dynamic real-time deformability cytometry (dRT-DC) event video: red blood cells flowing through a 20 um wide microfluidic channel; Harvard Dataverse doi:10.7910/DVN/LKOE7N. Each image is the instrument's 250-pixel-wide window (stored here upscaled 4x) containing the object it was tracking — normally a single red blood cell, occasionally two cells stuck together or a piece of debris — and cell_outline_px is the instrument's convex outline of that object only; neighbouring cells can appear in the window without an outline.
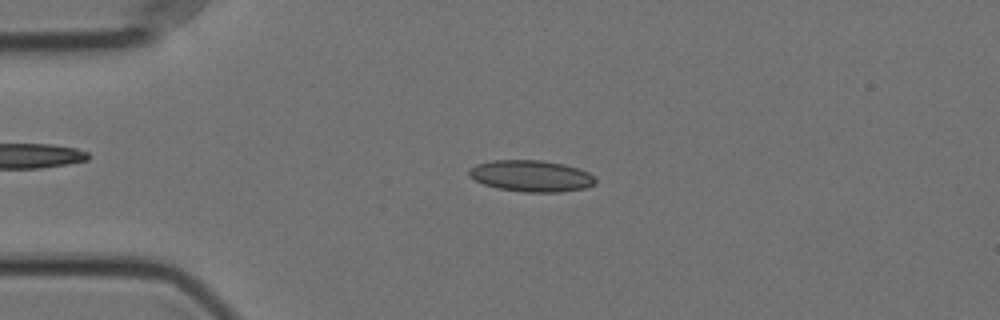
{"species": "Egyptian fruit bat (a non-hibernating species)", "species_latin": "Rousettus aegyptiacus", "temperature_condition": "cold", "stored_images_in_passage": 55, "camera_frame_rate_fps": 3000, "um_per_image_px": 0.085, "animal": {"sex": "female"}, "frame": {"image": 1, "passage_image": 12, "time_ms": 3.667, "image_size_px": [1000, 320], "cell_outline_px": [[596, 184], [584, 188], [560, 192], [524, 192], [496, 188], [484, 184], [468, 176], [468, 168], [476, 164], [492, 160], [544, 160], [564, 164], [588, 172], [596, 176]], "centroid_in_image_um": [45.14, 14.95], "position_along_channel_um": 39.9, "area_um2": 23.35}}
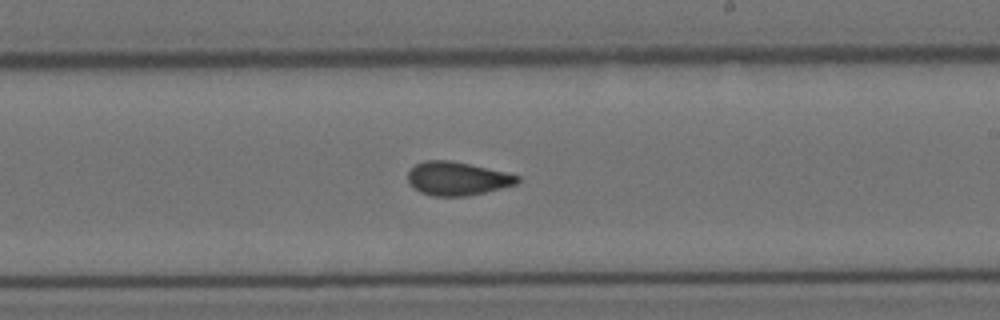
{"frame": {"image": 2, "passage_image": 32, "time_ms": 10.333, "image_size_px": [1000, 320], "cell_outline_px": [[520, 180], [516, 184], [468, 196], [432, 196], [420, 192], [408, 184], [408, 172], [416, 164], [424, 160], [452, 160], [504, 172], [520, 176]], "centroid_in_image_um": [38.83, 15.18], "position_along_channel_um": 250.2, "area_um2": 21.33}}
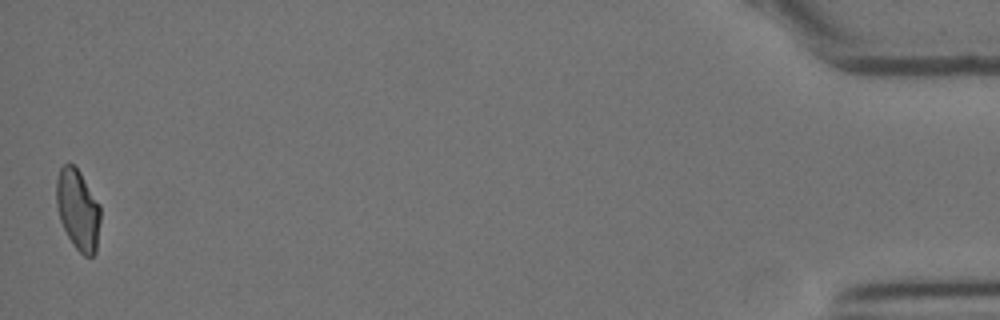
{"frame": {"image": 3, "passage_image": 55, "time_ms": 18.0, "image_size_px": [1000, 320], "cell_outline_px": [[100, 220], [96, 252], [92, 256], [84, 256], [72, 244], [60, 220], [56, 204], [56, 180], [60, 168], [68, 160], [80, 172], [100, 204]], "centroid_in_image_um": [6.62, 17.8], "position_along_channel_um": 428.6, "area_um2": 20.81}, "authors_computed_cell_mechanics": {"area_um2": 21.6172, "velocity_mm_per_s": 3.5488, "shape_relaxation_time_tau1_ms": null, "shape_relaxation_time_tau2_ms": 1.7598, "deformation_change_tau1": null, "deformation_change_tau2": 0.0592}}